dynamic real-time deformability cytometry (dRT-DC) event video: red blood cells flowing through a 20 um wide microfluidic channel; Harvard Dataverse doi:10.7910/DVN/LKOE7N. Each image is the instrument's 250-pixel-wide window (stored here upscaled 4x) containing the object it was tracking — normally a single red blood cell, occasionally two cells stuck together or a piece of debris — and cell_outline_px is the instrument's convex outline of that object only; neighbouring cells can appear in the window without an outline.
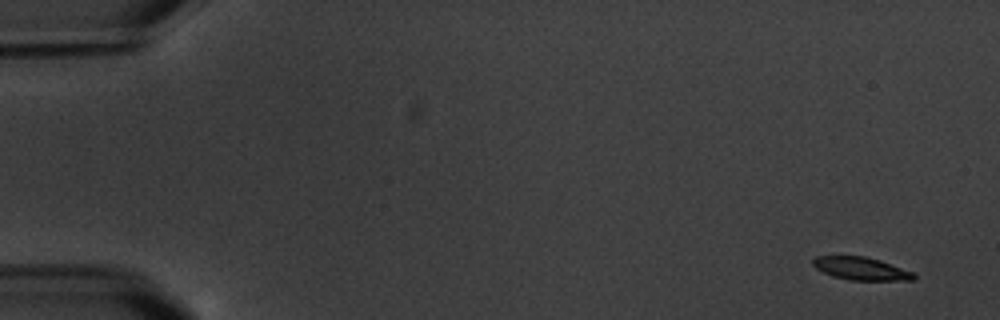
{"species": "common noctule bat (a hibernating species)", "species_latin": "Nyctalus noctula", "temperature_condition": "warm", "stored_images_in_passage": 6, "camera_frame_rate_fps": 3000, "um_per_image_px": 0.085, "animal": {"sex": "male", "body_mass_g": 20.1, "forearm_length_mm": 53.5}, "frame": {"image": 1, "passage_image": 1, "time_ms": 0.0, "image_size_px": [1000, 320], "cell_outline_px": [[916, 280], [848, 280], [832, 276], [816, 268], [812, 264], [812, 260], [816, 256], [864, 256], [880, 260], [912, 272], [916, 276]], "centroid_in_image_um": [73.17, 22.83], "position_along_channel_um": 11.8, "area_um2": 13.35}}
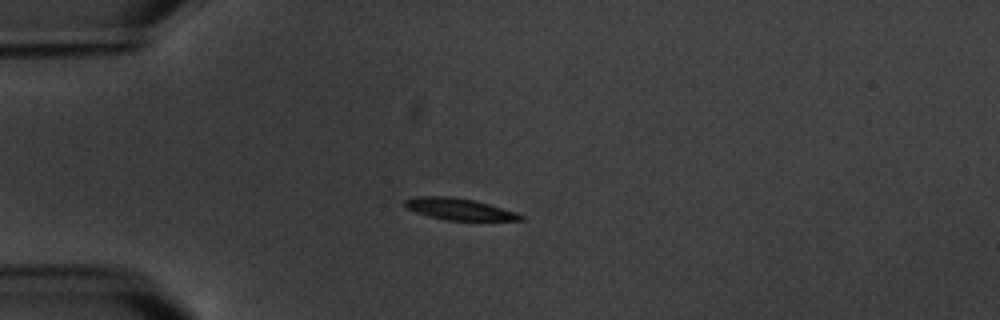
{"frame": {"image": 2, "passage_image": 4, "time_ms": 4.333, "image_size_px": [1000, 320], "cell_outline_px": [[524, 220], [448, 220], [428, 216], [416, 212], [408, 208], [404, 204], [404, 200], [416, 196], [452, 196], [476, 200], [516, 212], [524, 216]], "centroid_in_image_um": [39.03, 17.76], "position_along_channel_um": 46.0, "area_um2": 14.57}}